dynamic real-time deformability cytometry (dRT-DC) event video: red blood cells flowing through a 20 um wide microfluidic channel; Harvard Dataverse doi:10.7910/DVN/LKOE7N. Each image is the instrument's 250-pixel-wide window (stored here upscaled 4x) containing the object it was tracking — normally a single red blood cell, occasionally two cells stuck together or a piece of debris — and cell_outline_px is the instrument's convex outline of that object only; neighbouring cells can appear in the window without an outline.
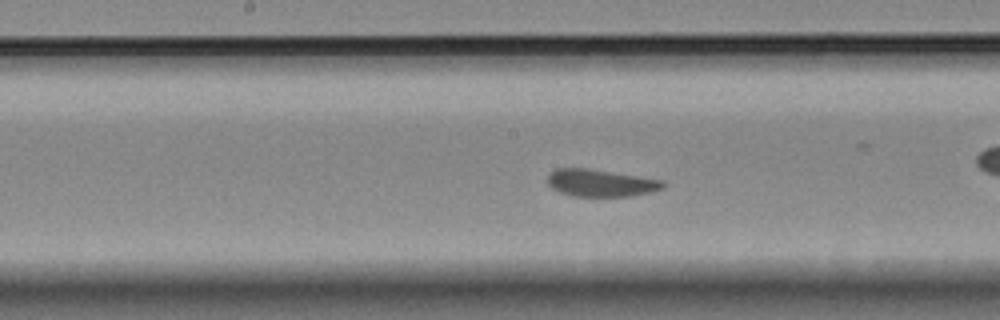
{"species": "Egyptian fruit bat (a non-hibernating species)", "species_latin": "Rousettus aegyptiacus", "temperature_condition": "room temperature", "stored_images_in_passage": 26, "camera_frame_rate_fps": 3000, "um_per_image_px": 0.085, "animal": {"sex": "female"}, "frame": {"image": 1, "passage_image": 13, "time_ms": 4.0, "image_size_px": [1000, 320], "cell_outline_px": [[664, 188], [652, 192], [632, 196], [572, 196], [560, 192], [552, 188], [548, 184], [548, 176], [556, 168], [588, 168], [660, 180], [664, 184]], "centroid_in_image_um": [51.03, 15.56], "position_along_channel_um": 197.2, "area_um2": 18.09}}
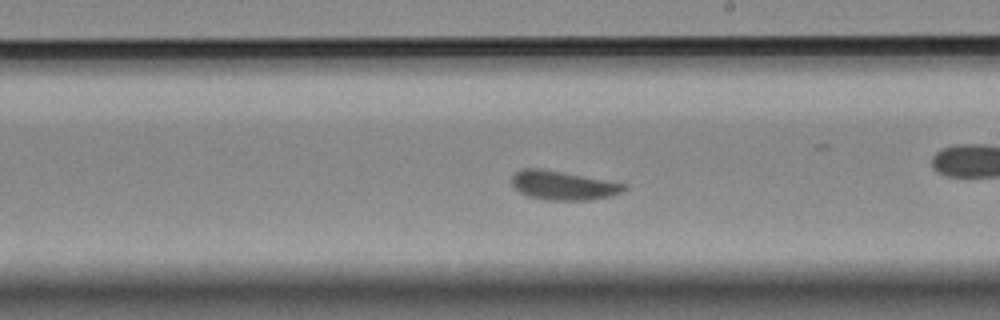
{"frame": {"image": 2, "passage_image": 16, "time_ms": 5.0, "image_size_px": [1000, 320], "cell_outline_px": [[628, 188], [612, 196], [588, 200], [548, 200], [528, 196], [520, 192], [512, 184], [512, 176], [520, 168], [544, 168], [628, 184]], "centroid_in_image_um": [47.88, 15.74], "position_along_channel_um": 241.1, "area_um2": 19.13}}
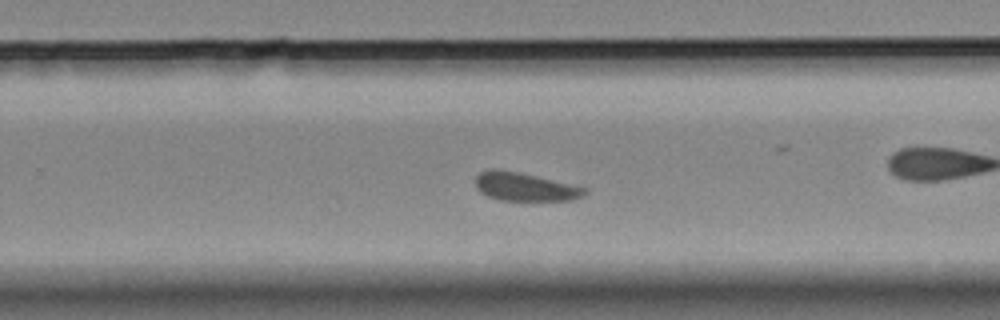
{"frame": {"image": 3, "passage_image": 19, "time_ms": 6.0, "image_size_px": [1000, 320], "cell_outline_px": [[588, 192], [584, 196], [572, 200], [500, 200], [488, 196], [480, 192], [476, 188], [476, 176], [480, 172], [492, 168], [496, 168], [520, 172], [588, 188]], "centroid_in_image_um": [44.62, 15.87], "position_along_channel_um": 285.2, "area_um2": 18.15}}